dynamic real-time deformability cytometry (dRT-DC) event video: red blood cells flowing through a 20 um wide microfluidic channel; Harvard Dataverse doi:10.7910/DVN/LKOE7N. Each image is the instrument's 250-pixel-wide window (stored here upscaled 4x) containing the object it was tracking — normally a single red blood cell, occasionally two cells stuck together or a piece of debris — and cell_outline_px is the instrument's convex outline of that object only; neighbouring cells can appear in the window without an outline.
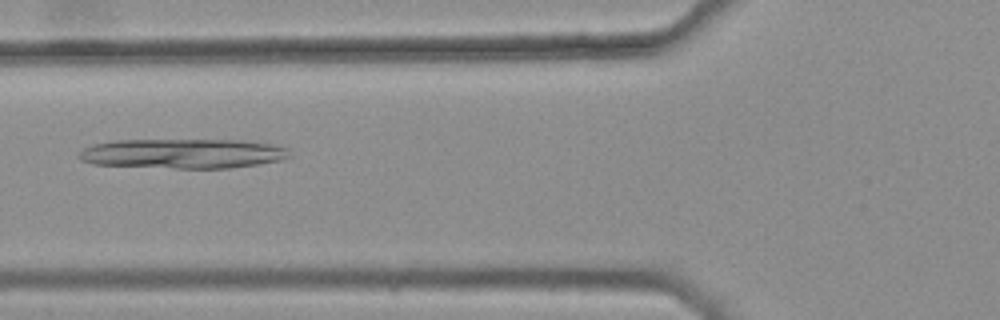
{"species": "common noctule bat (a hibernating species)", "species_latin": "Nyctalus noctula", "temperature_condition": "warm", "stored_images_in_passage": 43, "camera_frame_rate_fps": 3000, "um_per_image_px": 0.085, "animal": {"sex": "female", "body_mass_g": 25.1}, "frame": {"image": 1, "passage_image": 15, "time_ms": 4.667, "image_size_px": [1000, 320], "cell_outline_px": [[292, 156], [280, 160], [256, 164], [228, 168], [172, 168], [92, 164], [80, 160], [76, 156], [84, 148], [92, 144], [116, 140], [244, 140], [276, 144], [288, 148]], "centroid_in_image_um": [15.56, 13.05], "position_along_channel_um": 110.2, "area_um2": 36.7}}
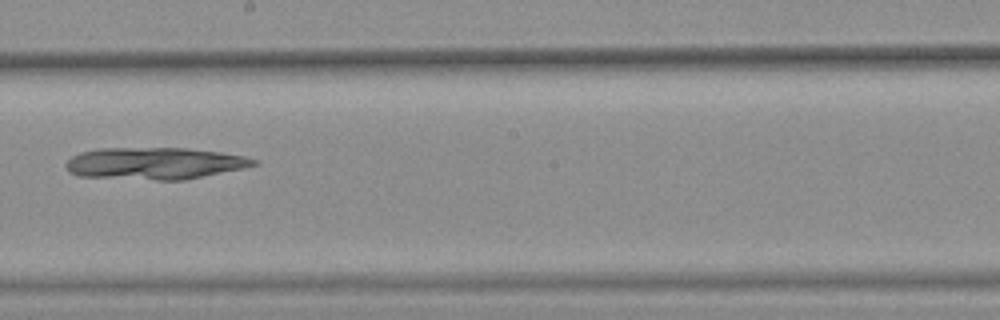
{"frame": {"image": 2, "passage_image": 25, "time_ms": 8.0, "image_size_px": [1000, 320], "cell_outline_px": [[256, 164], [240, 168], [184, 180], [156, 180], [76, 176], [68, 172], [64, 164], [72, 156], [80, 152], [100, 148], [188, 148], [220, 152], [244, 156], [256, 160]], "centroid_in_image_um": [13.05, 13.88], "position_along_channel_um": 235.2, "area_um2": 34.8}}
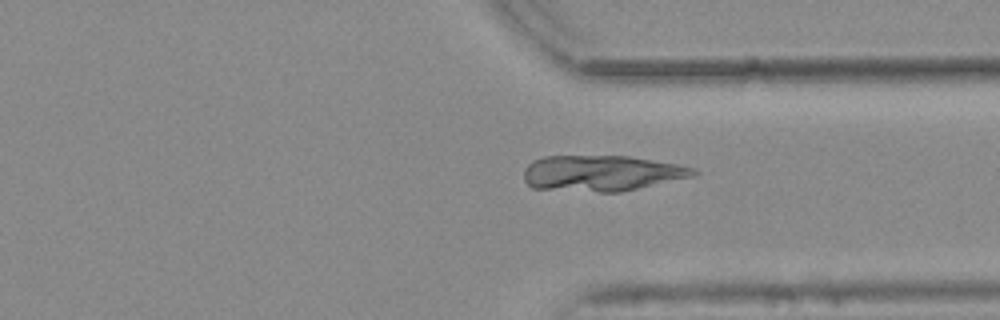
{"frame": {"image": 3, "passage_image": 35, "time_ms": 11.333, "image_size_px": [1000, 320], "cell_outline_px": [[700, 172], [692, 176], [620, 192], [600, 192], [532, 188], [524, 180], [524, 168], [532, 160], [544, 156], [628, 156], [676, 164], [692, 168]], "centroid_in_image_um": [51.07, 14.72], "position_along_channel_um": 360.3, "area_um2": 35.14}}